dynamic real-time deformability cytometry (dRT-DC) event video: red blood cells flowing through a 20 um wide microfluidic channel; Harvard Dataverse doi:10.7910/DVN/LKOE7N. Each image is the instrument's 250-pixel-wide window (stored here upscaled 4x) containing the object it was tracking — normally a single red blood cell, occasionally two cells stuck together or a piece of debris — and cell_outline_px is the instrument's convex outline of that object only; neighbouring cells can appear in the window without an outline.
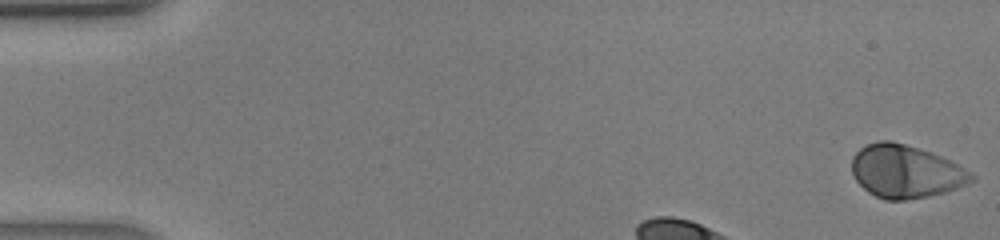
{"species": "human", "species_latin": "Homo sapiens", "temperature_condition": "warm", "stored_images_in_passage": 29, "camera_frame_rate_fps": 3000, "um_per_image_px": 0.085, "donor": {"sex": "male"}, "frame": {"image": 1, "passage_image": 1, "time_ms": 0.0, "image_size_px": [1000, 240], "cell_outline_px": [[976, 180], [956, 188], [944, 192], [928, 196], [908, 200], [884, 200], [868, 192], [856, 180], [852, 172], [852, 156], [860, 148], [868, 144], [880, 140], [892, 140], [940, 156], [972, 172], [976, 176]], "centroid_in_image_um": [76.97, 14.58], "position_along_channel_um": 8.0, "area_um2": 36.7}}
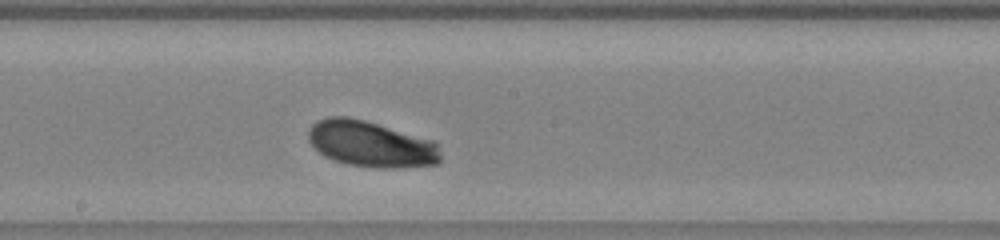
{"frame": {"image": 2, "passage_image": 18, "time_ms": 5.667, "image_size_px": [1000, 240], "cell_outline_px": [[440, 164], [400, 168], [376, 168], [348, 164], [324, 156], [308, 140], [308, 132], [312, 124], [316, 120], [328, 116], [348, 116], [364, 120], [436, 140], [440, 156]], "centroid_in_image_um": [31.56, 12.23], "position_along_channel_um": 216.6, "area_um2": 35.78}}
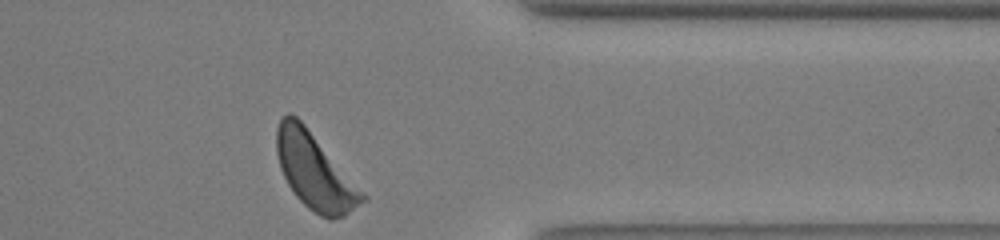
{"frame": {"image": 3, "passage_image": 29, "time_ms": 9.333, "image_size_px": [1000, 240], "cell_outline_px": [[368, 200], [344, 216], [332, 220], [328, 220], [320, 216], [308, 208], [296, 196], [288, 184], [280, 168], [276, 152], [276, 128], [280, 120], [288, 112], [292, 112], [304, 124], [368, 196]], "centroid_in_image_um": [26.77, 14.59], "position_along_channel_um": 384.6, "area_um2": 37.86}}